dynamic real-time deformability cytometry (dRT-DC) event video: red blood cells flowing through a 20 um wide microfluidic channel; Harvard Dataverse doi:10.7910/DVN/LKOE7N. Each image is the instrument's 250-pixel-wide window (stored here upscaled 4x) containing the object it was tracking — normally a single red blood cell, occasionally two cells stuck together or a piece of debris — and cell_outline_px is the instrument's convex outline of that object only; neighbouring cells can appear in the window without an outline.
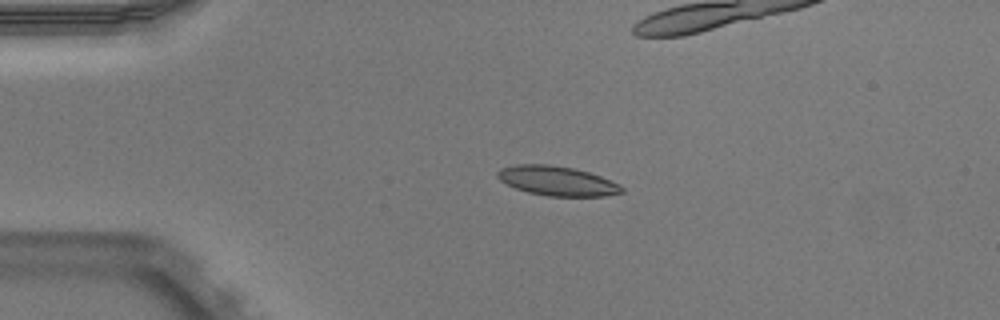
{"species": "Egyptian fruit bat (a non-hibernating species)", "species_latin": "Rousettus aegyptiacus", "temperature_condition": "warm", "stored_images_in_passage": 42, "camera_frame_rate_fps": 3000, "um_per_image_px": 0.085, "animal": {"sex": "male"}, "frame": {"image": 1, "passage_image": 1, "time_ms": 0.0, "image_size_px": [1000, 320], "cell_outline_px": [[624, 192], [604, 196], [548, 196], [528, 192], [516, 188], [500, 180], [496, 176], [496, 172], [500, 168], [516, 164], [548, 164], [572, 168], [588, 172], [600, 176], [620, 184], [624, 188]], "centroid_in_image_um": [47.35, 15.37], "position_along_channel_um": 37.7, "area_um2": 21.33}}
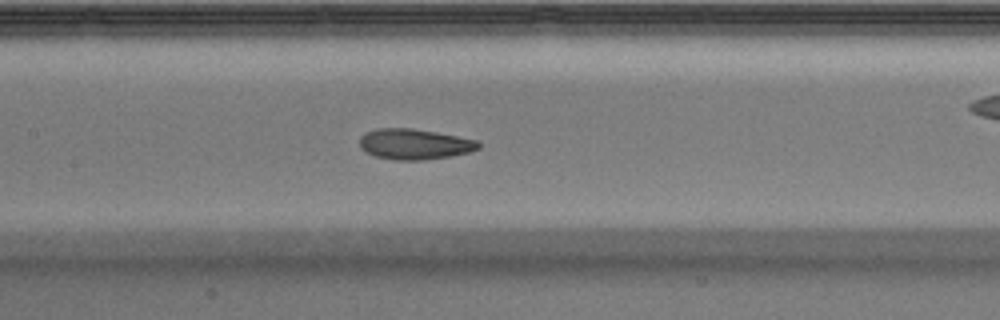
{"frame": {"image": 2, "passage_image": 14, "time_ms": 4.333, "image_size_px": [1000, 320], "cell_outline_px": [[480, 148], [472, 152], [452, 156], [424, 160], [392, 160], [376, 156], [364, 152], [360, 148], [360, 136], [364, 132], [376, 128], [412, 128], [436, 132], [476, 140], [480, 144]], "centroid_in_image_um": [35.2, 12.25], "position_along_channel_um": 172.2, "area_um2": 21.44}}
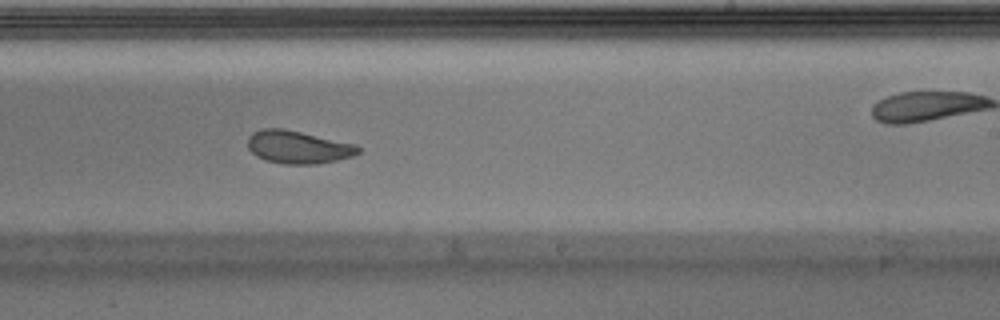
{"frame": {"image": 3, "passage_image": 21, "time_ms": 6.667, "image_size_px": [1000, 320], "cell_outline_px": [[360, 152], [352, 156], [336, 160], [316, 164], [284, 164], [264, 160], [256, 156], [248, 148], [248, 136], [252, 132], [260, 128], [280, 128], [300, 132], [356, 144], [360, 148]], "centroid_in_image_um": [25.3, 12.5], "position_along_channel_um": 263.7, "area_um2": 21.1}, "authors_computed_cell_mechanics": {"area_um2": 21.7039, "velocity_mm_per_s": 3.9343, "shape_relaxation_time_tau1_ms": 3.0432, "shape_relaxation_time_tau2_ms": 1.7629, "deformation_change_tau1": 0.1522, "deformation_change_tau2": 0.0844}}